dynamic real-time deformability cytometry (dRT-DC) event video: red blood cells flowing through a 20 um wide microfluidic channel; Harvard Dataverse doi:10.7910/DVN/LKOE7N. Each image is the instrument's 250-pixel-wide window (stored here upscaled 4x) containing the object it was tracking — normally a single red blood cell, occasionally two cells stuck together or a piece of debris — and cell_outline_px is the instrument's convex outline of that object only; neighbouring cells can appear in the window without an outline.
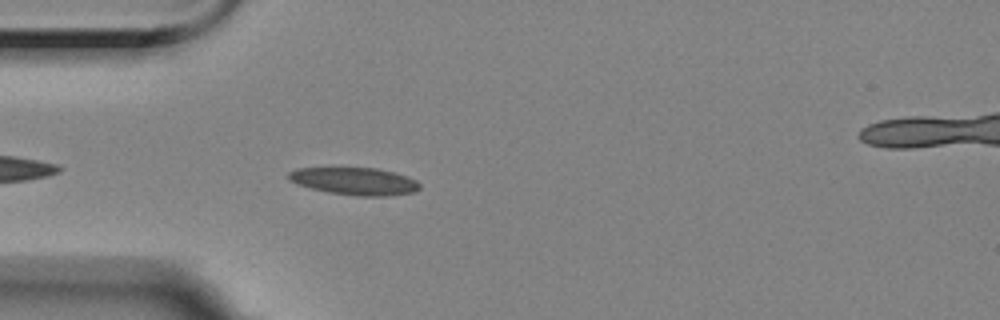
{"species": "Egyptian fruit bat (a non-hibernating species)", "species_latin": "Rousettus aegyptiacus", "temperature_condition": "room temperature", "stored_images_in_passage": 46, "segment_of_instrument_passage": [1, 2], "camera_frame_rate_fps": 3000, "um_per_image_px": 0.085, "animal": {"sex": "female"}, "frame": {"image": 1, "passage_image": 4, "time_ms": 1.0, "image_size_px": [1000, 320], "cell_outline_px": [[420, 188], [416, 192], [384, 196], [356, 196], [328, 192], [312, 188], [288, 180], [288, 172], [296, 168], [332, 164], [376, 168], [408, 176], [416, 180], [420, 184]], "centroid_in_image_um": [30.08, 15.34], "position_along_channel_um": 54.9, "area_um2": 22.02}}
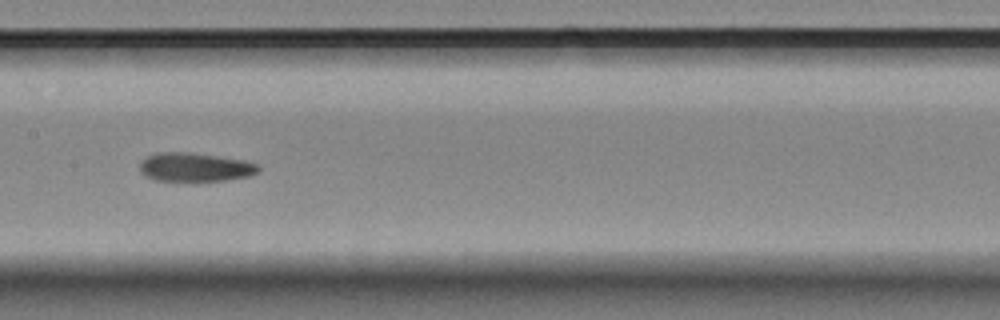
{"frame": {"image": 2, "passage_image": 16, "time_ms": 5.0, "image_size_px": [1000, 320], "cell_outline_px": [[260, 168], [256, 172], [248, 176], [224, 180], [156, 180], [144, 176], [140, 172], [140, 164], [148, 156], [156, 152], [188, 152], [244, 160], [256, 164]], "centroid_in_image_um": [16.54, 14.2], "position_along_channel_um": 190.9, "area_um2": 19.48}}
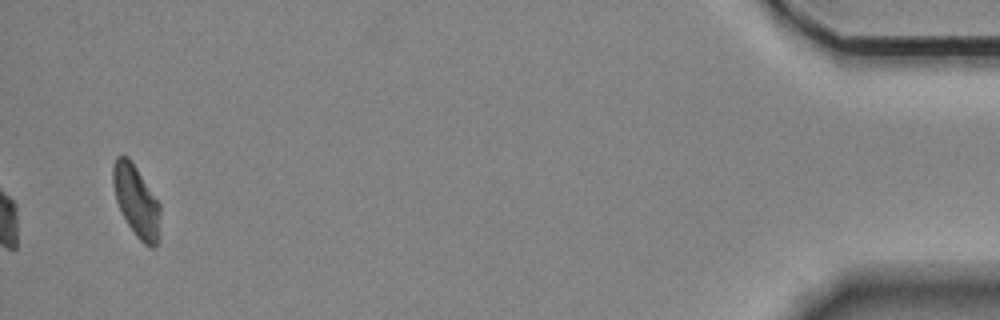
{"frame": {"image": 3, "passage_image": 43, "time_ms": 14.0, "image_size_px": [1000, 320], "cell_outline_px": [[160, 216], [156, 248], [152, 248], [144, 244], [136, 236], [120, 212], [116, 200], [112, 184], [112, 168], [116, 156], [128, 156], [160, 204]], "centroid_in_image_um": [11.56, 17.09], "position_along_channel_um": 423.6, "area_um2": 19.54}}